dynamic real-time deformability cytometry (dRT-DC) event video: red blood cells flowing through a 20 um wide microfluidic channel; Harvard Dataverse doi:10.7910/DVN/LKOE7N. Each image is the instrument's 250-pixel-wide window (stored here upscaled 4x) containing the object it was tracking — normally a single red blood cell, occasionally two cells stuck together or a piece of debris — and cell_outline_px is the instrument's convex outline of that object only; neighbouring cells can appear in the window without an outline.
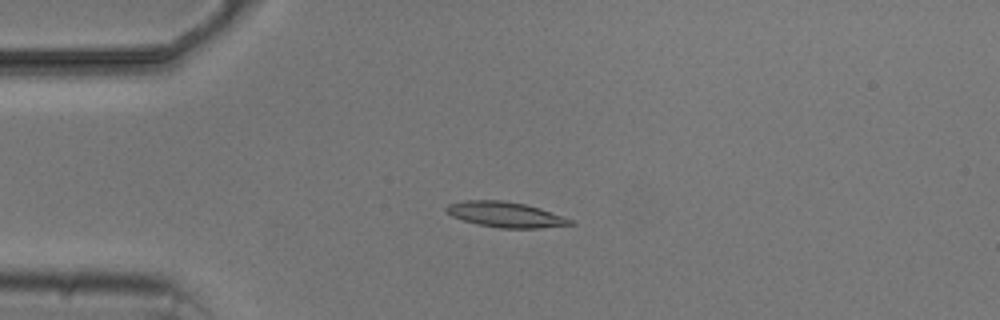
{"species": "common noctule bat (a hibernating species)", "species_latin": "Nyctalus noctula", "temperature_condition": "cold", "stored_images_in_passage": 3, "camera_frame_rate_fps": 3000, "um_per_image_px": 0.085, "animal": {"sex": "male", "body_mass_g": 20.5, "forearm_length_mm": 52.5}, "frame": {"image": 1, "passage_image": 3, "time_ms": 3.0, "image_size_px": [1000, 320], "cell_outline_px": [[576, 224], [540, 228], [500, 228], [476, 224], [452, 216], [444, 212], [444, 208], [448, 204], [464, 200], [504, 200], [524, 204], [540, 208], [564, 216], [572, 220]], "centroid_in_image_um": [42.95, 18.23], "position_along_channel_um": 42.1, "area_um2": 18.5}}